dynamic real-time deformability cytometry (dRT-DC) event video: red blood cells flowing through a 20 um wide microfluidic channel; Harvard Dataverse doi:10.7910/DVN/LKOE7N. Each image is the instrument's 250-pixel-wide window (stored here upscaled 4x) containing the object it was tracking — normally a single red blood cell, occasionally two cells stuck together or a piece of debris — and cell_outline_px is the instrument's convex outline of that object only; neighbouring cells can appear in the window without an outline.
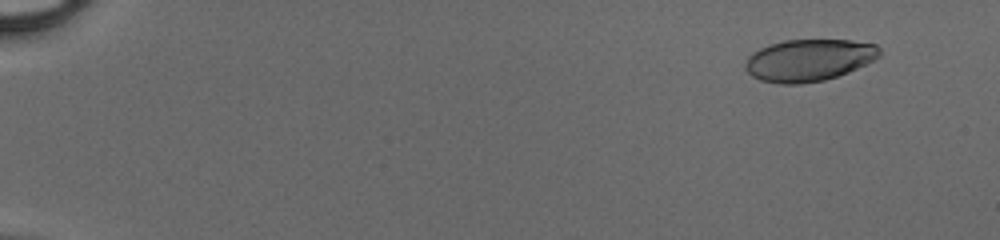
{"species": "human", "species_latin": "Homo sapiens", "temperature_condition": "cold", "stored_images_in_passage": 50, "camera_frame_rate_fps": 3000, "um_per_image_px": 0.085, "donor": {"sex": "male"}, "frame": {"image": 1, "passage_image": 5, "time_ms": 1.333, "image_size_px": [1000, 240], "cell_outline_px": [[880, 56], [848, 72], [824, 80], [800, 84], [780, 84], [760, 80], [752, 76], [744, 68], [744, 64], [748, 56], [752, 52], [768, 44], [784, 40], [848, 40], [876, 44], [880, 48]], "centroid_in_image_um": [68.7, 5.11], "position_along_channel_um": 16.3, "area_um2": 32.83}}
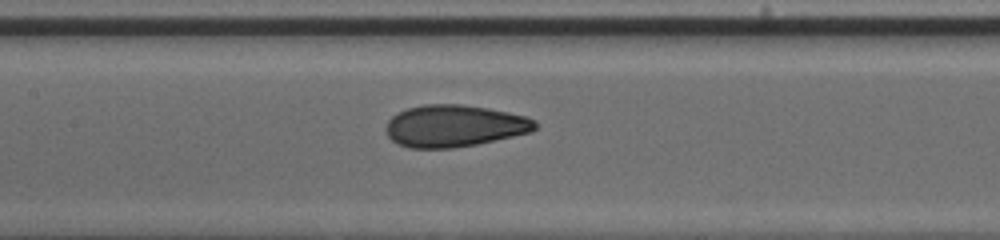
{"frame": {"image": 2, "passage_image": 27, "time_ms": 8.667, "image_size_px": [1000, 240], "cell_outline_px": [[536, 128], [532, 132], [476, 144], [452, 148], [408, 148], [396, 144], [388, 136], [384, 128], [388, 120], [392, 116], [408, 108], [424, 104], [460, 104], [488, 108], [508, 112], [524, 116], [536, 120]], "centroid_in_image_um": [38.59, 10.71], "position_along_channel_um": 168.8, "area_um2": 36.53}}
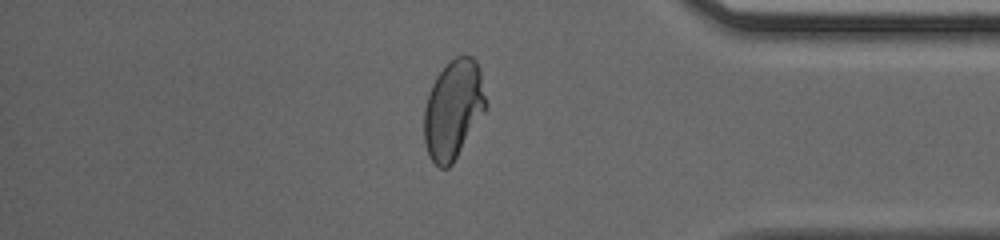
{"frame": {"image": 3, "passage_image": 44, "time_ms": 14.333, "image_size_px": [1000, 240], "cell_outline_px": [[484, 112], [452, 164], [448, 168], [440, 168], [428, 156], [424, 140], [424, 108], [432, 84], [436, 76], [456, 56], [472, 56], [476, 60], [480, 68], [484, 96]], "centroid_in_image_um": [38.5, 9.31], "position_along_channel_um": 396.7, "area_um2": 34.97}}